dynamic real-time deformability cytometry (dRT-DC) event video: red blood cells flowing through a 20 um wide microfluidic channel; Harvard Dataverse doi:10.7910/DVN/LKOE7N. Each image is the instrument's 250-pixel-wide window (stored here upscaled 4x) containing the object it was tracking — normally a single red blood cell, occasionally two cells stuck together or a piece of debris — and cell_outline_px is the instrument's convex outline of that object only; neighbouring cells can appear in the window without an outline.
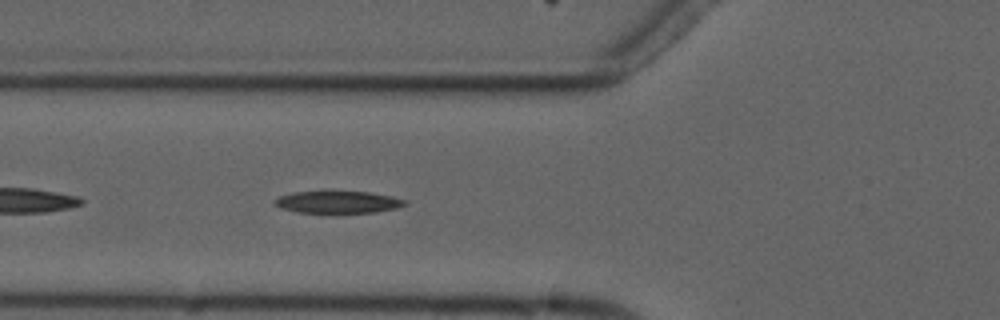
{"species": "common noctule bat (a hibernating species)", "species_latin": "Nyctalus noctula", "temperature_condition": "cold", "stored_images_in_passage": 7, "camera_frame_rate_fps": 3000, "um_per_image_px": 0.085, "animal": {"sex": "male", "forearm_length_mm": 52.5}, "frame": {"image": 1, "passage_image": 7, "time_ms": 7.0, "image_size_px": [1000, 320], "cell_outline_px": [[408, 204], [396, 208], [376, 212], [296, 212], [280, 208], [272, 204], [272, 200], [280, 196], [292, 192], [368, 192], [392, 196], [404, 200]], "centroid_in_image_um": [28.67, 17.18], "position_along_channel_um": 97.1, "area_um2": 16.59}}